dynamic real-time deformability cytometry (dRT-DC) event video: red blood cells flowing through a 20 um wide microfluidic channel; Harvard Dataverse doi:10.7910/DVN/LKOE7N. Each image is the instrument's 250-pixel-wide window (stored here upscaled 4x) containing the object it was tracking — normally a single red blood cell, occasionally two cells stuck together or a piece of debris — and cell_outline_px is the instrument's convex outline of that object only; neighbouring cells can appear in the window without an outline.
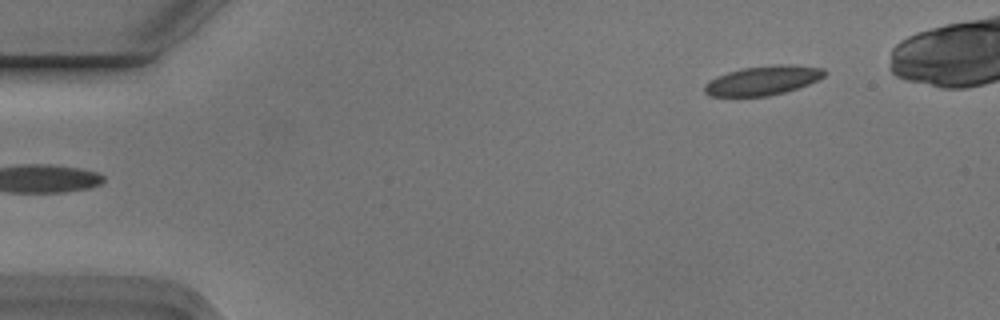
{"species": "Egyptian fruit bat (a non-hibernating species)", "species_latin": "Rousettus aegyptiacus", "temperature_condition": "cold", "stored_images_in_passage": 4, "camera_frame_rate_fps": 3000, "um_per_image_px": 0.085, "animal": {"sex": "male"}, "frame": {"image": 1, "passage_image": 4, "time_ms": 1.0, "image_size_px": [1000, 320], "cell_outline_px": [[828, 72], [824, 76], [808, 84], [784, 92], [768, 96], [708, 96], [704, 92], [704, 84], [728, 72], [744, 68], [776, 64], [792, 64], [824, 68]], "centroid_in_image_um": [64.88, 6.83], "position_along_channel_um": 20.1, "area_um2": 20.29}}